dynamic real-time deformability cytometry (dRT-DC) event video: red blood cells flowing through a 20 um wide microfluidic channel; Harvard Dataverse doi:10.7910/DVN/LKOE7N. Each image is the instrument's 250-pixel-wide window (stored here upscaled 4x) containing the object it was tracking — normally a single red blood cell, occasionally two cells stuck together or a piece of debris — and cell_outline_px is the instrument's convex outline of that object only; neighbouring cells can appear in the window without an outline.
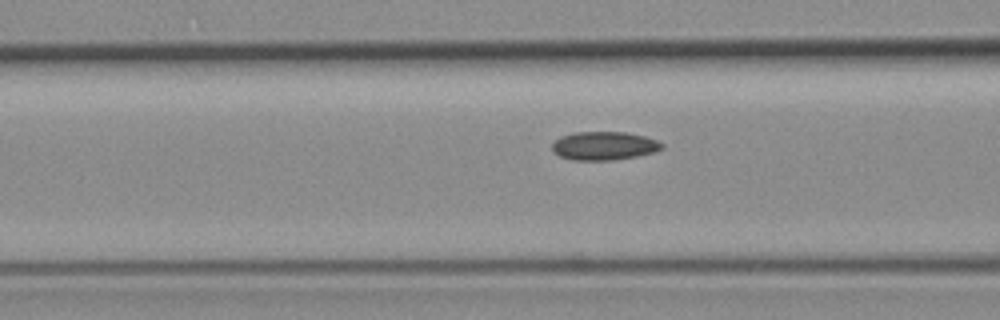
{"species": "common noctule bat (a hibernating species)", "species_latin": "Nyctalus noctula", "temperature_condition": "room temperature", "stored_images_in_passage": 38, "camera_frame_rate_fps": 3000, "um_per_image_px": 0.085, "animal": {"sex": "female", "body_mass_g": 19.3, "forearm_length_mm": 54.1}, "frame": {"image": 1, "passage_image": 17, "time_ms": 5.333, "image_size_px": [1000, 320], "cell_outline_px": [[664, 148], [656, 152], [636, 156], [612, 160], [572, 160], [560, 156], [552, 152], [552, 144], [560, 136], [572, 132], [624, 132], [644, 136], [656, 140], [664, 144]], "centroid_in_image_um": [51.34, 12.39], "position_along_channel_um": 115.3, "area_um2": 18.32}}
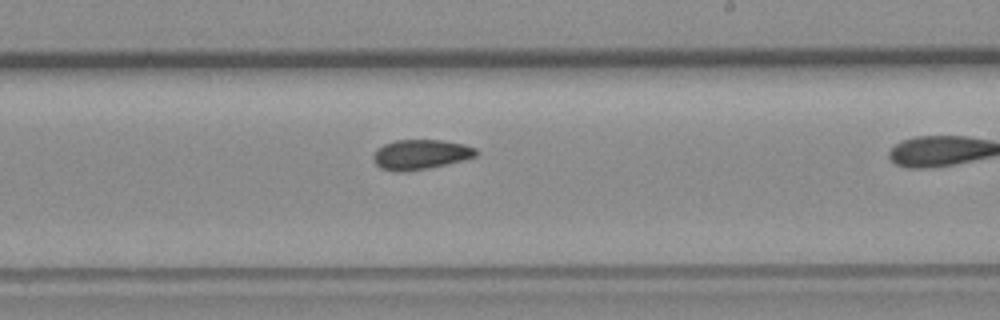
{"frame": {"image": 2, "passage_image": 28, "time_ms": 9.0, "image_size_px": [1000, 320], "cell_outline_px": [[480, 152], [476, 156], [448, 164], [428, 168], [404, 172], [396, 172], [380, 168], [376, 164], [372, 156], [384, 144], [396, 140], [440, 140], [464, 144], [476, 148]], "centroid_in_image_um": [35.78, 13.14], "position_along_channel_um": 253.2, "area_um2": 17.86}}
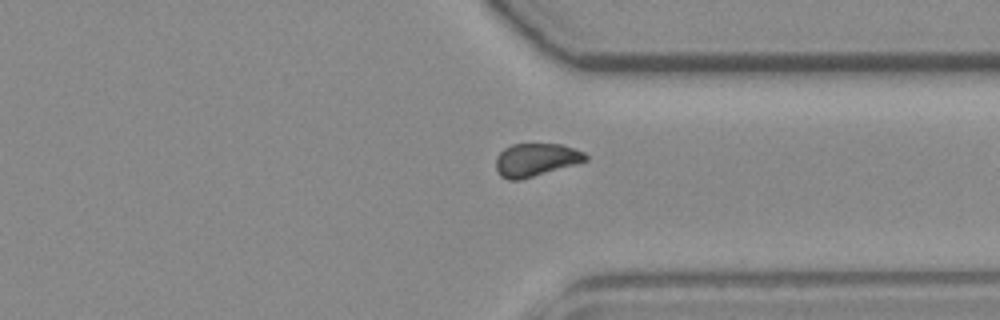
{"frame": {"image": 3, "passage_image": 37, "time_ms": 12.0, "image_size_px": [1000, 320], "cell_outline_px": [[588, 160], [576, 164], [520, 180], [508, 180], [500, 176], [496, 172], [496, 156], [504, 148], [512, 144], [560, 144], [584, 152], [588, 156]], "centroid_in_image_um": [45.52, 13.59], "position_along_channel_um": 365.9, "area_um2": 17.28}}